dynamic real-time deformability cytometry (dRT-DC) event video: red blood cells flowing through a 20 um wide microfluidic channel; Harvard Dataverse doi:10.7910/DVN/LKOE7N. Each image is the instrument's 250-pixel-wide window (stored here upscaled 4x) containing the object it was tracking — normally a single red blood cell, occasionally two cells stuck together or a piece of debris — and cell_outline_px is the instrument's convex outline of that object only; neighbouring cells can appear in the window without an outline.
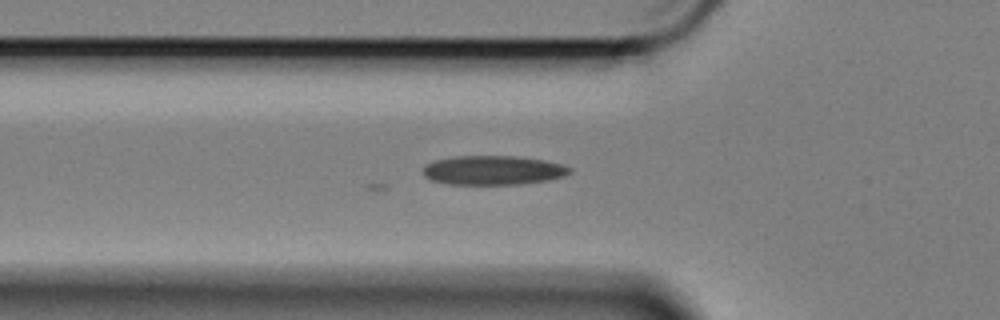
{"species": "Egyptian fruit bat (a non-hibernating species)", "species_latin": "Rousettus aegyptiacus", "temperature_condition": "cold", "stored_images_in_passage": 57, "camera_frame_rate_fps": 3000, "um_per_image_px": 0.085, "animal": {"sex": "female"}, "frame": {"image": 1, "passage_image": 17, "time_ms": 5.333, "image_size_px": [1000, 320], "cell_outline_px": [[572, 172], [564, 176], [548, 180], [524, 184], [448, 184], [432, 180], [424, 176], [420, 172], [424, 164], [436, 160], [452, 156], [516, 156], [544, 160], [560, 164], [572, 168]], "centroid_in_image_um": [41.88, 14.47], "position_along_channel_um": 83.9, "area_um2": 25.2}}
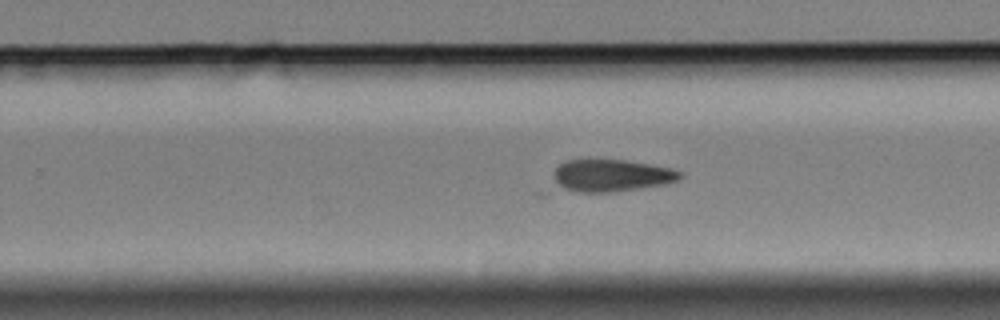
{"frame": {"image": 2, "passage_image": 34, "time_ms": 11.0, "image_size_px": [1000, 320], "cell_outline_px": [[684, 176], [668, 184], [612, 192], [536, 196], [532, 192], [560, 164], [568, 160], [624, 160], [672, 168], [680, 172]], "centroid_in_image_um": [51.34, 15.07], "position_along_channel_um": 278.5, "area_um2": 27.17}}
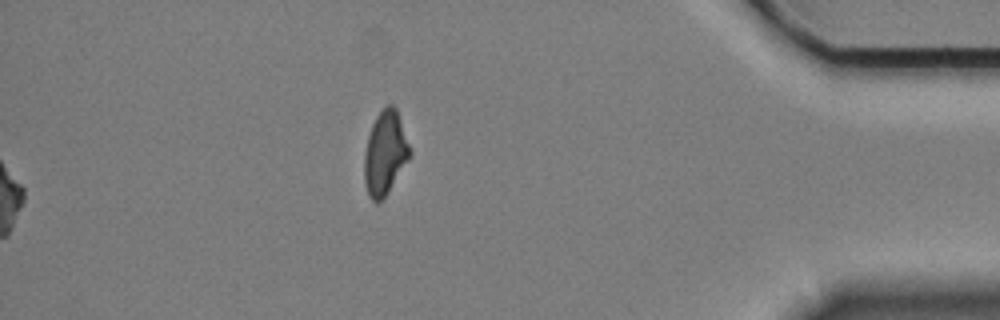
{"frame": {"image": 3, "passage_image": 57, "time_ms": 18.667, "image_size_px": [1000, 320], "cell_outline_px": [[412, 152], [384, 196], [376, 204], [368, 196], [364, 184], [364, 152], [368, 136], [372, 124], [376, 116], [388, 104], [392, 104], [396, 108]], "centroid_in_image_um": [32.7, 12.99], "position_along_channel_um": 402.5, "area_um2": 21.79}}